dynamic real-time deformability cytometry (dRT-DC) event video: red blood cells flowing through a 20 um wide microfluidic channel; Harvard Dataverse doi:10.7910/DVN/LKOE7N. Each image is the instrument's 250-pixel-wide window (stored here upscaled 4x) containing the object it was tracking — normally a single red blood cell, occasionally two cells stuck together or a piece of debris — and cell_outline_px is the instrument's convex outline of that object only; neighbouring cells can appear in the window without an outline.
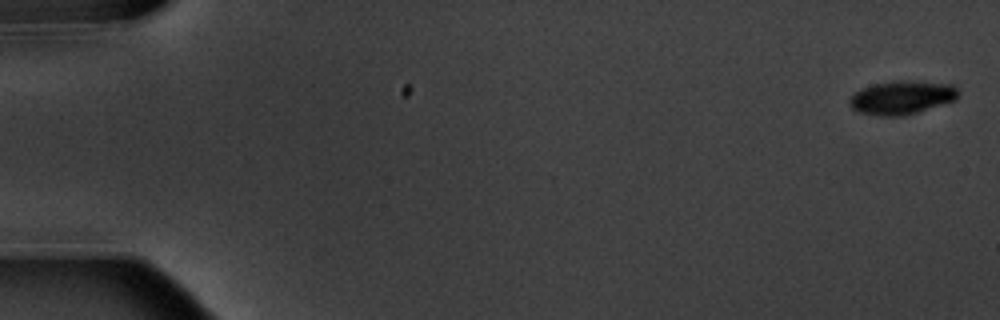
{"species": "common noctule bat (a hibernating species)", "species_latin": "Nyctalus noctula", "temperature_condition": "warm", "stored_images_in_passage": 5, "camera_frame_rate_fps": 3000, "um_per_image_px": 0.085, "animal": {"sex": "male", "body_mass_g": 20.1, "forearm_length_mm": 53.5}, "frame": {"image": 1, "passage_image": 1, "time_ms": 0.0, "image_size_px": [1000, 320], "cell_outline_px": [[960, 92], [956, 100], [904, 116], [880, 116], [860, 112], [852, 108], [848, 104], [848, 100], [860, 88], [872, 84], [896, 80], [908, 80], [952, 84]], "centroid_in_image_um": [76.65, 8.28], "position_along_channel_um": 8.3, "area_um2": 21.44}}
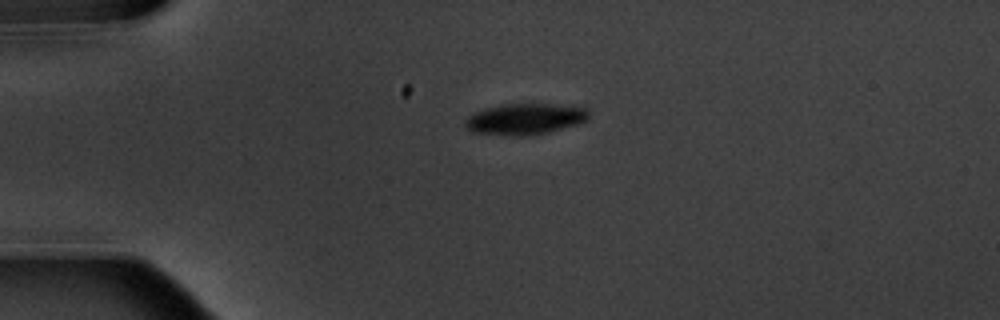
{"frame": {"image": 2, "passage_image": 4, "time_ms": 4.333, "image_size_px": [1000, 320], "cell_outline_px": [[588, 120], [576, 124], [548, 132], [528, 136], [504, 136], [472, 132], [464, 124], [464, 120], [472, 112], [484, 108], [504, 104], [552, 104], [588, 108]], "centroid_in_image_um": [44.57, 10.12], "position_along_channel_um": 40.4, "area_um2": 22.6}}